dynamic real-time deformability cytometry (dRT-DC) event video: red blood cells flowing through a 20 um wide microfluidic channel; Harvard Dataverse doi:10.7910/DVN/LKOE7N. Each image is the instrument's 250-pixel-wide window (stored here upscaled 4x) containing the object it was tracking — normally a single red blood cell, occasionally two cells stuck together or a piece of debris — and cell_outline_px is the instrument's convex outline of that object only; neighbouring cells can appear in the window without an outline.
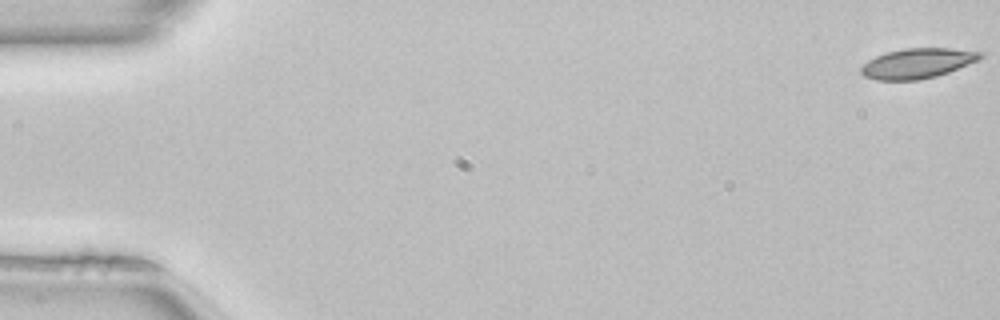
{"species": "common noctule bat (a hibernating species)", "species_latin": "Nyctalus noctula", "temperature_condition": "room temperature", "stored_images_in_passage": 51, "camera_frame_rate_fps": 3000, "um_per_image_px": 0.085, "animal": {"sex": "female", "body_mass_g": 22.7, "forearm_length_mm": 54.2}, "frame": {"image": 1, "passage_image": 1, "time_ms": 0.0, "image_size_px": [1000, 320], "cell_outline_px": [[984, 56], [980, 60], [948, 72], [936, 76], [920, 80], [876, 80], [864, 76], [860, 72], [860, 68], [868, 60], [876, 56], [888, 52], [904, 48], [948, 48], [984, 52]], "centroid_in_image_um": [78.01, 5.38], "position_along_channel_um": 7.0, "area_um2": 20.92}}
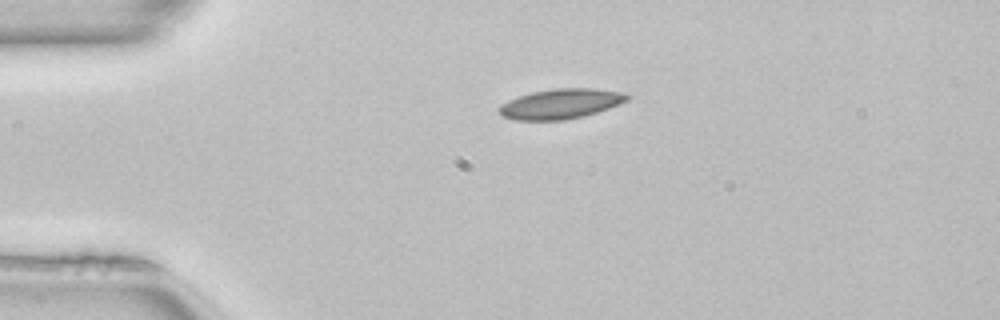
{"frame": {"image": 2, "passage_image": 12, "time_ms": 3.667, "image_size_px": [1000, 320], "cell_outline_px": [[632, 96], [628, 100], [608, 108], [584, 116], [564, 120], [516, 120], [500, 116], [500, 104], [508, 100], [532, 92], [556, 88], [592, 88], [616, 92]], "centroid_in_image_um": [47.62, 8.83], "position_along_channel_um": 37.4, "area_um2": 22.08}}
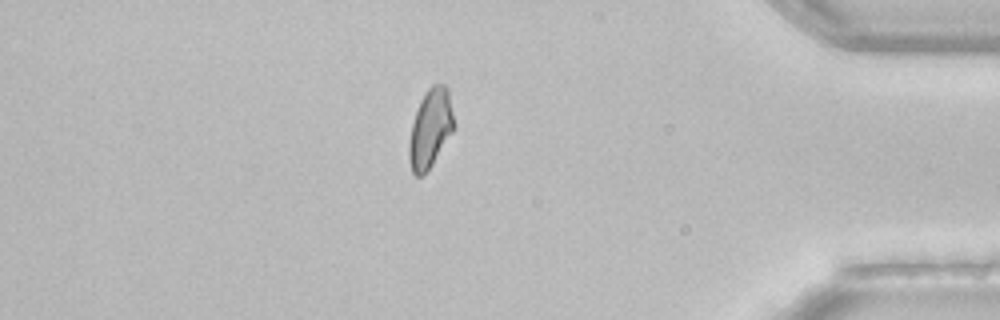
{"frame": {"image": 3, "passage_image": 44, "time_ms": 14.333, "image_size_px": [1000, 320], "cell_outline_px": [[456, 124], [452, 132], [432, 164], [420, 176], [416, 176], [412, 172], [408, 160], [408, 144], [412, 124], [420, 100], [424, 92], [432, 84], [444, 84], [448, 88]], "centroid_in_image_um": [36.58, 10.88], "position_along_channel_um": 398.6, "area_um2": 20.63}, "authors_computed_cell_mechanics": {"area_um2": 21.0392, "velocity_mm_per_s": 4.0652, "shape_relaxation_time_tau1_ms": null, "shape_relaxation_time_tau2_ms": 4.8397, "deformation_change_tau1": null, "deformation_change_tau2": 0.0821}}